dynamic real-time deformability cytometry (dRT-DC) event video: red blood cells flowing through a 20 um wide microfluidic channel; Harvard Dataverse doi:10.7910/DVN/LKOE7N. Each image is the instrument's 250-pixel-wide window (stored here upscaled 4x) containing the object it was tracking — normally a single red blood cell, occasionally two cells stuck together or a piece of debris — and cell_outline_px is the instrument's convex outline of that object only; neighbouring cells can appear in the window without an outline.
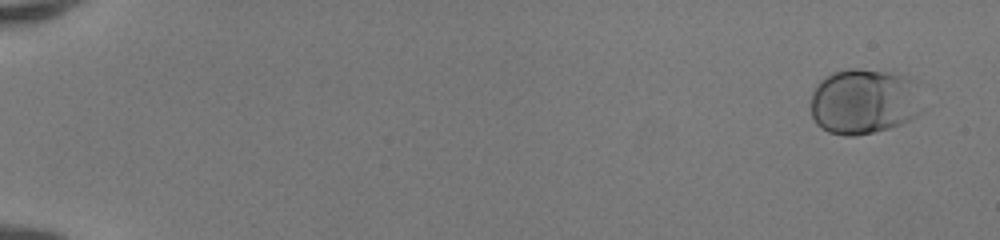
{"species": "human", "species_latin": "Homo sapiens", "temperature_condition": "room temperature", "stored_images_in_passage": 51, "camera_frame_rate_fps": 3000, "um_per_image_px": 0.085, "donor": {"sex": "female"}, "frame": {"image": 1, "passage_image": 2, "time_ms": 0.333, "image_size_px": [1000, 240], "cell_outline_px": [[916, 112], [908, 120], [900, 124], [888, 128], [856, 136], [844, 136], [828, 132], [820, 128], [816, 124], [812, 116], [812, 92], [820, 80], [832, 72], [848, 68], [856, 68], [884, 72], [908, 76], [916, 84]], "centroid_in_image_um": [73.32, 8.62], "position_along_channel_um": 11.7, "area_um2": 41.91}}
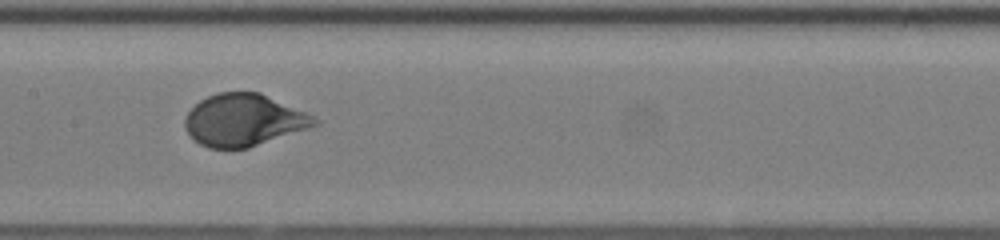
{"frame": {"image": 2, "passage_image": 28, "time_ms": 9.0, "image_size_px": [1000, 240], "cell_outline_px": [[320, 124], [248, 148], [208, 148], [192, 140], [184, 124], [184, 120], [188, 112], [200, 100], [216, 92], [260, 92], [304, 112], [320, 120]], "centroid_in_image_um": [20.69, 10.21], "position_along_channel_um": 186.7, "area_um2": 39.07}}
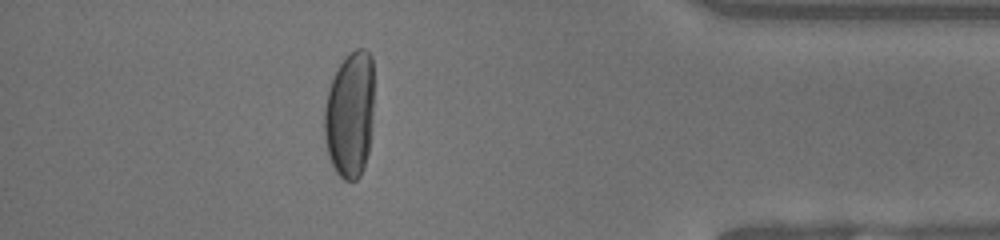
{"frame": {"image": 3, "passage_image": 46, "time_ms": 15.0, "image_size_px": [1000, 240], "cell_outline_px": [[372, 128], [368, 152], [360, 176], [356, 180], [344, 180], [336, 172], [328, 156], [324, 136], [324, 108], [328, 92], [332, 80], [340, 64], [356, 48], [364, 48], [372, 56]], "centroid_in_image_um": [29.73, 9.77], "position_along_channel_um": 405.5, "area_um2": 36.36}, "authors_computed_cell_mechanics": {"area_um2": 39.015, "velocity_mm_per_s": 4.1292, "shape_relaxation_time_tau1_ms": 2.9395, "shape_relaxation_time_tau2_ms": null, "deformation_change_tau1": 0.1735, "deformation_change_tau2": null}}